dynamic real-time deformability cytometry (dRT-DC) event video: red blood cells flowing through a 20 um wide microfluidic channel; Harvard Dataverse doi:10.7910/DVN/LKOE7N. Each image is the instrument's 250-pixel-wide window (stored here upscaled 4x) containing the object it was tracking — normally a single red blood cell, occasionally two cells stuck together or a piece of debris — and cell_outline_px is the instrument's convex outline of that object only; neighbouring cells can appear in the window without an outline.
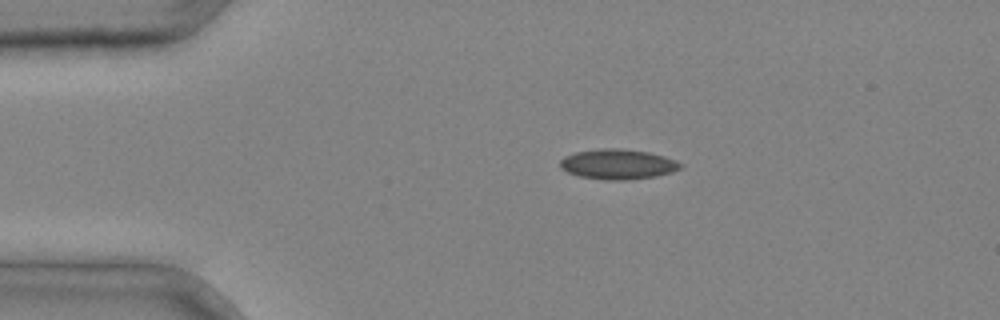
{"species": "common noctule bat (a hibernating species)", "species_latin": "Nyctalus noctula", "temperature_condition": "cold", "stored_images_in_passage": 3, "segment_of_instrument_passage": [1, 2], "camera_frame_rate_fps": 3000, "um_per_image_px": 0.085, "animal": {"sex": "male", "body_mass_g": 20.4}, "frame": {"image": 1, "passage_image": 1, "time_ms": 0.0, "image_size_px": [1000, 320], "cell_outline_px": [[684, 164], [680, 168], [672, 172], [656, 176], [624, 180], [604, 180], [580, 176], [568, 172], [560, 168], [560, 160], [564, 156], [576, 152], [600, 148], [616, 148], [648, 152], [664, 156], [676, 160]], "centroid_in_image_um": [52.52, 13.95], "position_along_channel_um": 32.5, "area_um2": 21.1}}